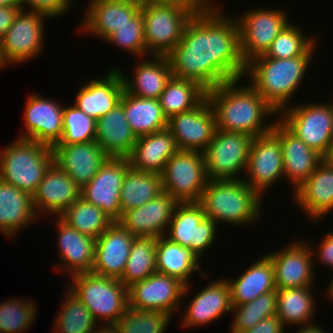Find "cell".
Returning <instances> with one entry per match:
<instances>
[{
	"label": "cell",
	"instance_id": "cell-9",
	"mask_svg": "<svg viewBox=\"0 0 333 333\" xmlns=\"http://www.w3.org/2000/svg\"><path fill=\"white\" fill-rule=\"evenodd\" d=\"M161 178L163 191L177 202H199L208 181L203 152L178 150Z\"/></svg>",
	"mask_w": 333,
	"mask_h": 333
},
{
	"label": "cell",
	"instance_id": "cell-21",
	"mask_svg": "<svg viewBox=\"0 0 333 333\" xmlns=\"http://www.w3.org/2000/svg\"><path fill=\"white\" fill-rule=\"evenodd\" d=\"M177 203L163 192L145 205L125 211L118 222L135 237H162Z\"/></svg>",
	"mask_w": 333,
	"mask_h": 333
},
{
	"label": "cell",
	"instance_id": "cell-28",
	"mask_svg": "<svg viewBox=\"0 0 333 333\" xmlns=\"http://www.w3.org/2000/svg\"><path fill=\"white\" fill-rule=\"evenodd\" d=\"M297 206L312 220L333 211V164L324 159L309 178L294 191Z\"/></svg>",
	"mask_w": 333,
	"mask_h": 333
},
{
	"label": "cell",
	"instance_id": "cell-4",
	"mask_svg": "<svg viewBox=\"0 0 333 333\" xmlns=\"http://www.w3.org/2000/svg\"><path fill=\"white\" fill-rule=\"evenodd\" d=\"M261 198L243 179L208 180L199 203L217 224L244 227L259 220Z\"/></svg>",
	"mask_w": 333,
	"mask_h": 333
},
{
	"label": "cell",
	"instance_id": "cell-17",
	"mask_svg": "<svg viewBox=\"0 0 333 333\" xmlns=\"http://www.w3.org/2000/svg\"><path fill=\"white\" fill-rule=\"evenodd\" d=\"M167 129L179 150L203 152L216 130L214 110L207 97L193 109L171 116Z\"/></svg>",
	"mask_w": 333,
	"mask_h": 333
},
{
	"label": "cell",
	"instance_id": "cell-31",
	"mask_svg": "<svg viewBox=\"0 0 333 333\" xmlns=\"http://www.w3.org/2000/svg\"><path fill=\"white\" fill-rule=\"evenodd\" d=\"M149 57H151L149 60H146V57L145 60L140 58V62L133 69L134 77L131 80L124 77L121 68L118 70L121 72L124 90L127 93L141 98L159 99L173 76L171 65L167 56Z\"/></svg>",
	"mask_w": 333,
	"mask_h": 333
},
{
	"label": "cell",
	"instance_id": "cell-13",
	"mask_svg": "<svg viewBox=\"0 0 333 333\" xmlns=\"http://www.w3.org/2000/svg\"><path fill=\"white\" fill-rule=\"evenodd\" d=\"M48 16L21 9L12 25L0 39L1 52L6 64L25 63L40 54L44 47V22ZM44 40V41H43Z\"/></svg>",
	"mask_w": 333,
	"mask_h": 333
},
{
	"label": "cell",
	"instance_id": "cell-2",
	"mask_svg": "<svg viewBox=\"0 0 333 333\" xmlns=\"http://www.w3.org/2000/svg\"><path fill=\"white\" fill-rule=\"evenodd\" d=\"M240 79L220 84L208 91L206 97L214 110L216 129L246 134L251 137L272 130L274 121H265L276 111L250 85H238Z\"/></svg>",
	"mask_w": 333,
	"mask_h": 333
},
{
	"label": "cell",
	"instance_id": "cell-41",
	"mask_svg": "<svg viewBox=\"0 0 333 333\" xmlns=\"http://www.w3.org/2000/svg\"><path fill=\"white\" fill-rule=\"evenodd\" d=\"M157 237H135L126 266L119 280L130 287L156 272Z\"/></svg>",
	"mask_w": 333,
	"mask_h": 333
},
{
	"label": "cell",
	"instance_id": "cell-27",
	"mask_svg": "<svg viewBox=\"0 0 333 333\" xmlns=\"http://www.w3.org/2000/svg\"><path fill=\"white\" fill-rule=\"evenodd\" d=\"M80 191L76 183L53 163L32 195L34 210L38 215L47 212L59 217L80 197Z\"/></svg>",
	"mask_w": 333,
	"mask_h": 333
},
{
	"label": "cell",
	"instance_id": "cell-12",
	"mask_svg": "<svg viewBox=\"0 0 333 333\" xmlns=\"http://www.w3.org/2000/svg\"><path fill=\"white\" fill-rule=\"evenodd\" d=\"M273 9L259 7L249 9L236 19L239 27L240 50L246 63L265 54L273 40L289 23L288 14L284 9L283 11Z\"/></svg>",
	"mask_w": 333,
	"mask_h": 333
},
{
	"label": "cell",
	"instance_id": "cell-24",
	"mask_svg": "<svg viewBox=\"0 0 333 333\" xmlns=\"http://www.w3.org/2000/svg\"><path fill=\"white\" fill-rule=\"evenodd\" d=\"M81 87L73 105L95 120L105 116L117 106L124 92L118 68H110L105 76L92 79Z\"/></svg>",
	"mask_w": 333,
	"mask_h": 333
},
{
	"label": "cell",
	"instance_id": "cell-22",
	"mask_svg": "<svg viewBox=\"0 0 333 333\" xmlns=\"http://www.w3.org/2000/svg\"><path fill=\"white\" fill-rule=\"evenodd\" d=\"M142 0H90L82 21V32L106 39L141 10Z\"/></svg>",
	"mask_w": 333,
	"mask_h": 333
},
{
	"label": "cell",
	"instance_id": "cell-18",
	"mask_svg": "<svg viewBox=\"0 0 333 333\" xmlns=\"http://www.w3.org/2000/svg\"><path fill=\"white\" fill-rule=\"evenodd\" d=\"M289 243L285 248L267 254L273 263L276 290L313 287L316 257L312 254V246L299 240Z\"/></svg>",
	"mask_w": 333,
	"mask_h": 333
},
{
	"label": "cell",
	"instance_id": "cell-49",
	"mask_svg": "<svg viewBox=\"0 0 333 333\" xmlns=\"http://www.w3.org/2000/svg\"><path fill=\"white\" fill-rule=\"evenodd\" d=\"M28 4L30 12H38L51 18L66 14L73 5L72 0H22L23 9ZM31 8V9H30Z\"/></svg>",
	"mask_w": 333,
	"mask_h": 333
},
{
	"label": "cell",
	"instance_id": "cell-30",
	"mask_svg": "<svg viewBox=\"0 0 333 333\" xmlns=\"http://www.w3.org/2000/svg\"><path fill=\"white\" fill-rule=\"evenodd\" d=\"M178 150L172 133L166 128L139 136L127 158L132 169L161 174Z\"/></svg>",
	"mask_w": 333,
	"mask_h": 333
},
{
	"label": "cell",
	"instance_id": "cell-38",
	"mask_svg": "<svg viewBox=\"0 0 333 333\" xmlns=\"http://www.w3.org/2000/svg\"><path fill=\"white\" fill-rule=\"evenodd\" d=\"M313 287H299L288 289H277V312L276 316L281 320L283 326L299 325L306 326L314 324L311 320L316 308ZM311 320V321H310ZM287 323V324H286Z\"/></svg>",
	"mask_w": 333,
	"mask_h": 333
},
{
	"label": "cell",
	"instance_id": "cell-54",
	"mask_svg": "<svg viewBox=\"0 0 333 333\" xmlns=\"http://www.w3.org/2000/svg\"><path fill=\"white\" fill-rule=\"evenodd\" d=\"M298 333H326L323 328L320 327V325H317L316 323L306 326H300Z\"/></svg>",
	"mask_w": 333,
	"mask_h": 333
},
{
	"label": "cell",
	"instance_id": "cell-20",
	"mask_svg": "<svg viewBox=\"0 0 333 333\" xmlns=\"http://www.w3.org/2000/svg\"><path fill=\"white\" fill-rule=\"evenodd\" d=\"M54 163L82 189L99 171L108 155L95 142L56 144L52 147Z\"/></svg>",
	"mask_w": 333,
	"mask_h": 333
},
{
	"label": "cell",
	"instance_id": "cell-14",
	"mask_svg": "<svg viewBox=\"0 0 333 333\" xmlns=\"http://www.w3.org/2000/svg\"><path fill=\"white\" fill-rule=\"evenodd\" d=\"M189 289L190 285H185L178 278L155 272L128 287L129 308L168 312L173 316L182 307L181 300L187 296Z\"/></svg>",
	"mask_w": 333,
	"mask_h": 333
},
{
	"label": "cell",
	"instance_id": "cell-7",
	"mask_svg": "<svg viewBox=\"0 0 333 333\" xmlns=\"http://www.w3.org/2000/svg\"><path fill=\"white\" fill-rule=\"evenodd\" d=\"M146 55L167 56L182 39L194 13L189 9L156 0H142Z\"/></svg>",
	"mask_w": 333,
	"mask_h": 333
},
{
	"label": "cell",
	"instance_id": "cell-1",
	"mask_svg": "<svg viewBox=\"0 0 333 333\" xmlns=\"http://www.w3.org/2000/svg\"><path fill=\"white\" fill-rule=\"evenodd\" d=\"M222 12L197 13L187 22L182 39L167 55L174 77L195 81L206 91L244 77L239 27Z\"/></svg>",
	"mask_w": 333,
	"mask_h": 333
},
{
	"label": "cell",
	"instance_id": "cell-33",
	"mask_svg": "<svg viewBox=\"0 0 333 333\" xmlns=\"http://www.w3.org/2000/svg\"><path fill=\"white\" fill-rule=\"evenodd\" d=\"M37 217L32 195L0 179V231L8 238L16 237Z\"/></svg>",
	"mask_w": 333,
	"mask_h": 333
},
{
	"label": "cell",
	"instance_id": "cell-5",
	"mask_svg": "<svg viewBox=\"0 0 333 333\" xmlns=\"http://www.w3.org/2000/svg\"><path fill=\"white\" fill-rule=\"evenodd\" d=\"M0 152V179L33 195L54 163L52 147L16 138Z\"/></svg>",
	"mask_w": 333,
	"mask_h": 333
},
{
	"label": "cell",
	"instance_id": "cell-19",
	"mask_svg": "<svg viewBox=\"0 0 333 333\" xmlns=\"http://www.w3.org/2000/svg\"><path fill=\"white\" fill-rule=\"evenodd\" d=\"M63 110L64 106L57 101L29 94L23 115L26 132H22L18 138L53 147L62 136Z\"/></svg>",
	"mask_w": 333,
	"mask_h": 333
},
{
	"label": "cell",
	"instance_id": "cell-56",
	"mask_svg": "<svg viewBox=\"0 0 333 333\" xmlns=\"http://www.w3.org/2000/svg\"><path fill=\"white\" fill-rule=\"evenodd\" d=\"M323 159L325 161H327L328 163L333 164V134H332V137H331V141H330L328 151H327L326 155L323 157Z\"/></svg>",
	"mask_w": 333,
	"mask_h": 333
},
{
	"label": "cell",
	"instance_id": "cell-25",
	"mask_svg": "<svg viewBox=\"0 0 333 333\" xmlns=\"http://www.w3.org/2000/svg\"><path fill=\"white\" fill-rule=\"evenodd\" d=\"M272 131L279 137L283 152L284 178L292 182L294 191L314 172L323 157L303 140L291 133L278 119Z\"/></svg>",
	"mask_w": 333,
	"mask_h": 333
},
{
	"label": "cell",
	"instance_id": "cell-40",
	"mask_svg": "<svg viewBox=\"0 0 333 333\" xmlns=\"http://www.w3.org/2000/svg\"><path fill=\"white\" fill-rule=\"evenodd\" d=\"M78 232L97 239L115 221L100 208L79 197L60 216Z\"/></svg>",
	"mask_w": 333,
	"mask_h": 333
},
{
	"label": "cell",
	"instance_id": "cell-39",
	"mask_svg": "<svg viewBox=\"0 0 333 333\" xmlns=\"http://www.w3.org/2000/svg\"><path fill=\"white\" fill-rule=\"evenodd\" d=\"M206 97V90L197 82L174 76L159 97L164 116L169 119L196 107Z\"/></svg>",
	"mask_w": 333,
	"mask_h": 333
},
{
	"label": "cell",
	"instance_id": "cell-29",
	"mask_svg": "<svg viewBox=\"0 0 333 333\" xmlns=\"http://www.w3.org/2000/svg\"><path fill=\"white\" fill-rule=\"evenodd\" d=\"M58 229L59 266L70 275L91 272L95 259L96 239L86 236L69 226L60 217L55 222ZM60 267V268H59Z\"/></svg>",
	"mask_w": 333,
	"mask_h": 333
},
{
	"label": "cell",
	"instance_id": "cell-50",
	"mask_svg": "<svg viewBox=\"0 0 333 333\" xmlns=\"http://www.w3.org/2000/svg\"><path fill=\"white\" fill-rule=\"evenodd\" d=\"M156 1L181 5L189 9L194 14L221 11V9H219L218 7L216 8L214 6L215 5L214 0H156Z\"/></svg>",
	"mask_w": 333,
	"mask_h": 333
},
{
	"label": "cell",
	"instance_id": "cell-23",
	"mask_svg": "<svg viewBox=\"0 0 333 333\" xmlns=\"http://www.w3.org/2000/svg\"><path fill=\"white\" fill-rule=\"evenodd\" d=\"M135 236L114 222L97 239L92 273L120 278L124 272Z\"/></svg>",
	"mask_w": 333,
	"mask_h": 333
},
{
	"label": "cell",
	"instance_id": "cell-3",
	"mask_svg": "<svg viewBox=\"0 0 333 333\" xmlns=\"http://www.w3.org/2000/svg\"><path fill=\"white\" fill-rule=\"evenodd\" d=\"M313 55L275 59L259 55L246 63L245 75L250 85L279 114L290 107ZM293 95V96H292Z\"/></svg>",
	"mask_w": 333,
	"mask_h": 333
},
{
	"label": "cell",
	"instance_id": "cell-45",
	"mask_svg": "<svg viewBox=\"0 0 333 333\" xmlns=\"http://www.w3.org/2000/svg\"><path fill=\"white\" fill-rule=\"evenodd\" d=\"M21 299L10 298L0 303V333H22L34 324L37 313L34 301Z\"/></svg>",
	"mask_w": 333,
	"mask_h": 333
},
{
	"label": "cell",
	"instance_id": "cell-16",
	"mask_svg": "<svg viewBox=\"0 0 333 333\" xmlns=\"http://www.w3.org/2000/svg\"><path fill=\"white\" fill-rule=\"evenodd\" d=\"M129 168L127 157H108L93 179L81 189L80 197L118 222L121 219L122 182Z\"/></svg>",
	"mask_w": 333,
	"mask_h": 333
},
{
	"label": "cell",
	"instance_id": "cell-58",
	"mask_svg": "<svg viewBox=\"0 0 333 333\" xmlns=\"http://www.w3.org/2000/svg\"><path fill=\"white\" fill-rule=\"evenodd\" d=\"M328 285L329 287H327L328 290L326 291V293H328V298L333 300V277Z\"/></svg>",
	"mask_w": 333,
	"mask_h": 333
},
{
	"label": "cell",
	"instance_id": "cell-47",
	"mask_svg": "<svg viewBox=\"0 0 333 333\" xmlns=\"http://www.w3.org/2000/svg\"><path fill=\"white\" fill-rule=\"evenodd\" d=\"M96 120L75 106H64L63 132L57 144H78L95 141Z\"/></svg>",
	"mask_w": 333,
	"mask_h": 333
},
{
	"label": "cell",
	"instance_id": "cell-35",
	"mask_svg": "<svg viewBox=\"0 0 333 333\" xmlns=\"http://www.w3.org/2000/svg\"><path fill=\"white\" fill-rule=\"evenodd\" d=\"M155 258L156 272L176 277L185 285L191 283L193 273L202 269L201 259L191 249L171 242L164 236L157 238Z\"/></svg>",
	"mask_w": 333,
	"mask_h": 333
},
{
	"label": "cell",
	"instance_id": "cell-26",
	"mask_svg": "<svg viewBox=\"0 0 333 333\" xmlns=\"http://www.w3.org/2000/svg\"><path fill=\"white\" fill-rule=\"evenodd\" d=\"M182 317V327H203L232 312L231 289L226 278L203 288L189 301Z\"/></svg>",
	"mask_w": 333,
	"mask_h": 333
},
{
	"label": "cell",
	"instance_id": "cell-48",
	"mask_svg": "<svg viewBox=\"0 0 333 333\" xmlns=\"http://www.w3.org/2000/svg\"><path fill=\"white\" fill-rule=\"evenodd\" d=\"M105 41L135 55L136 58L146 56L144 18L140 10L128 23L110 34Z\"/></svg>",
	"mask_w": 333,
	"mask_h": 333
},
{
	"label": "cell",
	"instance_id": "cell-37",
	"mask_svg": "<svg viewBox=\"0 0 333 333\" xmlns=\"http://www.w3.org/2000/svg\"><path fill=\"white\" fill-rule=\"evenodd\" d=\"M163 192L161 174L130 167L123 178L120 192L121 217L125 211L141 207Z\"/></svg>",
	"mask_w": 333,
	"mask_h": 333
},
{
	"label": "cell",
	"instance_id": "cell-11",
	"mask_svg": "<svg viewBox=\"0 0 333 333\" xmlns=\"http://www.w3.org/2000/svg\"><path fill=\"white\" fill-rule=\"evenodd\" d=\"M218 224L206 217L199 202H178L167 227L171 242L191 249L200 259L217 237Z\"/></svg>",
	"mask_w": 333,
	"mask_h": 333
},
{
	"label": "cell",
	"instance_id": "cell-46",
	"mask_svg": "<svg viewBox=\"0 0 333 333\" xmlns=\"http://www.w3.org/2000/svg\"><path fill=\"white\" fill-rule=\"evenodd\" d=\"M171 318L168 312L128 308L115 326L119 333H164Z\"/></svg>",
	"mask_w": 333,
	"mask_h": 333
},
{
	"label": "cell",
	"instance_id": "cell-42",
	"mask_svg": "<svg viewBox=\"0 0 333 333\" xmlns=\"http://www.w3.org/2000/svg\"><path fill=\"white\" fill-rule=\"evenodd\" d=\"M60 312L54 320L53 333H93L99 324L87 307L69 288Z\"/></svg>",
	"mask_w": 333,
	"mask_h": 333
},
{
	"label": "cell",
	"instance_id": "cell-36",
	"mask_svg": "<svg viewBox=\"0 0 333 333\" xmlns=\"http://www.w3.org/2000/svg\"><path fill=\"white\" fill-rule=\"evenodd\" d=\"M126 119L137 137L167 128L159 99L141 98L125 90L120 99Z\"/></svg>",
	"mask_w": 333,
	"mask_h": 333
},
{
	"label": "cell",
	"instance_id": "cell-52",
	"mask_svg": "<svg viewBox=\"0 0 333 333\" xmlns=\"http://www.w3.org/2000/svg\"><path fill=\"white\" fill-rule=\"evenodd\" d=\"M284 329L281 320L275 315L261 320L251 329L230 333H284Z\"/></svg>",
	"mask_w": 333,
	"mask_h": 333
},
{
	"label": "cell",
	"instance_id": "cell-43",
	"mask_svg": "<svg viewBox=\"0 0 333 333\" xmlns=\"http://www.w3.org/2000/svg\"><path fill=\"white\" fill-rule=\"evenodd\" d=\"M307 36L300 29V26L291 24L290 21L273 40L270 48L263 55L275 59L313 55L315 50H317V41L315 40V36H308V38Z\"/></svg>",
	"mask_w": 333,
	"mask_h": 333
},
{
	"label": "cell",
	"instance_id": "cell-44",
	"mask_svg": "<svg viewBox=\"0 0 333 333\" xmlns=\"http://www.w3.org/2000/svg\"><path fill=\"white\" fill-rule=\"evenodd\" d=\"M234 319L231 332H241L253 328L261 320L275 316L277 312V292L261 294L251 302L232 305Z\"/></svg>",
	"mask_w": 333,
	"mask_h": 333
},
{
	"label": "cell",
	"instance_id": "cell-10",
	"mask_svg": "<svg viewBox=\"0 0 333 333\" xmlns=\"http://www.w3.org/2000/svg\"><path fill=\"white\" fill-rule=\"evenodd\" d=\"M252 140L246 134L216 129L203 151L208 180L243 179L238 174H245Z\"/></svg>",
	"mask_w": 333,
	"mask_h": 333
},
{
	"label": "cell",
	"instance_id": "cell-59",
	"mask_svg": "<svg viewBox=\"0 0 333 333\" xmlns=\"http://www.w3.org/2000/svg\"><path fill=\"white\" fill-rule=\"evenodd\" d=\"M5 66H7V64L3 59V55H2V52H1V46H0V69H2V67L4 68Z\"/></svg>",
	"mask_w": 333,
	"mask_h": 333
},
{
	"label": "cell",
	"instance_id": "cell-15",
	"mask_svg": "<svg viewBox=\"0 0 333 333\" xmlns=\"http://www.w3.org/2000/svg\"><path fill=\"white\" fill-rule=\"evenodd\" d=\"M244 175L243 181L261 196L284 177L282 146L272 130L253 138Z\"/></svg>",
	"mask_w": 333,
	"mask_h": 333
},
{
	"label": "cell",
	"instance_id": "cell-8",
	"mask_svg": "<svg viewBox=\"0 0 333 333\" xmlns=\"http://www.w3.org/2000/svg\"><path fill=\"white\" fill-rule=\"evenodd\" d=\"M280 113L275 119L322 157L326 155L333 134V101L296 106L293 103Z\"/></svg>",
	"mask_w": 333,
	"mask_h": 333
},
{
	"label": "cell",
	"instance_id": "cell-55",
	"mask_svg": "<svg viewBox=\"0 0 333 333\" xmlns=\"http://www.w3.org/2000/svg\"><path fill=\"white\" fill-rule=\"evenodd\" d=\"M93 333H119L116 329L115 324H110V326H108V324H99L97 326V329L94 330Z\"/></svg>",
	"mask_w": 333,
	"mask_h": 333
},
{
	"label": "cell",
	"instance_id": "cell-6",
	"mask_svg": "<svg viewBox=\"0 0 333 333\" xmlns=\"http://www.w3.org/2000/svg\"><path fill=\"white\" fill-rule=\"evenodd\" d=\"M70 278L71 283L66 287L76 294L98 323L116 324L129 308L128 287L118 278L92 272L74 274Z\"/></svg>",
	"mask_w": 333,
	"mask_h": 333
},
{
	"label": "cell",
	"instance_id": "cell-34",
	"mask_svg": "<svg viewBox=\"0 0 333 333\" xmlns=\"http://www.w3.org/2000/svg\"><path fill=\"white\" fill-rule=\"evenodd\" d=\"M226 280L231 289L232 305H242L261 294L276 291L273 263L267 255L254 261L238 278Z\"/></svg>",
	"mask_w": 333,
	"mask_h": 333
},
{
	"label": "cell",
	"instance_id": "cell-57",
	"mask_svg": "<svg viewBox=\"0 0 333 333\" xmlns=\"http://www.w3.org/2000/svg\"><path fill=\"white\" fill-rule=\"evenodd\" d=\"M22 5V0H0V6Z\"/></svg>",
	"mask_w": 333,
	"mask_h": 333
},
{
	"label": "cell",
	"instance_id": "cell-51",
	"mask_svg": "<svg viewBox=\"0 0 333 333\" xmlns=\"http://www.w3.org/2000/svg\"><path fill=\"white\" fill-rule=\"evenodd\" d=\"M313 256L317 257L316 261H320L324 266H328L333 270V231L329 232L322 238L318 245L317 252L312 250ZM320 259V260H319Z\"/></svg>",
	"mask_w": 333,
	"mask_h": 333
},
{
	"label": "cell",
	"instance_id": "cell-53",
	"mask_svg": "<svg viewBox=\"0 0 333 333\" xmlns=\"http://www.w3.org/2000/svg\"><path fill=\"white\" fill-rule=\"evenodd\" d=\"M21 9H23L22 5L0 6V39L5 35Z\"/></svg>",
	"mask_w": 333,
	"mask_h": 333
},
{
	"label": "cell",
	"instance_id": "cell-32",
	"mask_svg": "<svg viewBox=\"0 0 333 333\" xmlns=\"http://www.w3.org/2000/svg\"><path fill=\"white\" fill-rule=\"evenodd\" d=\"M137 138L126 119L121 103L96 120L95 142L109 157H128Z\"/></svg>",
	"mask_w": 333,
	"mask_h": 333
}]
</instances>
